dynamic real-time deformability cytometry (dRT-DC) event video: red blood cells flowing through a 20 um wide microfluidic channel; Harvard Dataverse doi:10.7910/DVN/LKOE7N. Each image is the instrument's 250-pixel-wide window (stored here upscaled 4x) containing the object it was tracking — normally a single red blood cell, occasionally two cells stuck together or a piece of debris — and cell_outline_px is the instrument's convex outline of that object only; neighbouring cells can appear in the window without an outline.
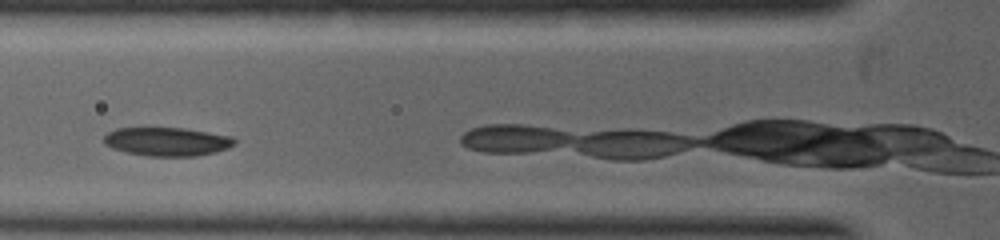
{"species": "common noctule bat (a hibernating species)", "species_latin": "Nyctalus noctula", "temperature_condition": "warm", "stored_images_in_passage": 10, "camera_frame_rate_fps": 5000, "um_per_image_px": 0.085, "animal": {"sex": "female", "body_mass_g": 19.0, "forearm_length_mm": 53.3}, "frame": {"image": 1, "passage_image": 4, "time_ms": 0.6, "image_size_px": [1000, 240], "cell_outline_px": [[236, 144], [228, 148], [216, 152], [196, 156], [148, 156], [124, 152], [112, 148], [104, 144], [104, 136], [108, 132], [116, 128], [184, 128], [232, 136], [236, 140]], "centroid_in_image_um": [14.21, 12.04], "position_along_channel_um": 111.6, "area_um2": 21.91}}